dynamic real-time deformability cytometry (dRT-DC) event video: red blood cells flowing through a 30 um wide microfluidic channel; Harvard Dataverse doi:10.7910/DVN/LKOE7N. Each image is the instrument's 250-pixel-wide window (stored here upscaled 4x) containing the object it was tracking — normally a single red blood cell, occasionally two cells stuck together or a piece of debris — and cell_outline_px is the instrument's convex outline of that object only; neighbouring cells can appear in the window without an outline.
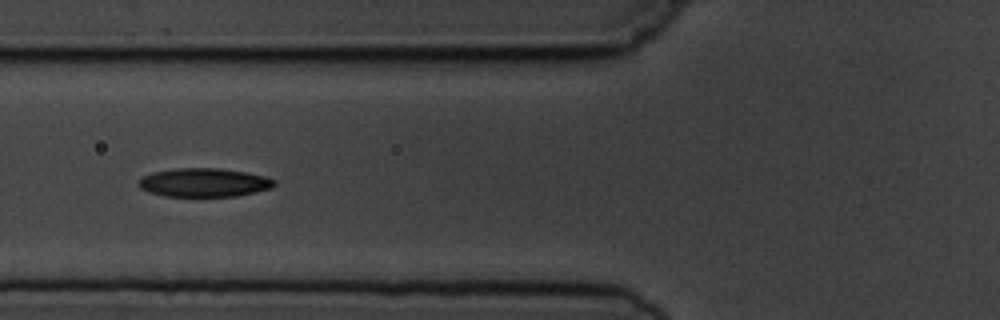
{"species": "common noctule bat (a hibernating species)", "species_latin": "Nyctalus noctula", "temperature_condition": "cold", "stored_images_in_passage": 7, "camera_frame_rate_fps": 3000, "um_per_image_px": 0.085, "animal": {"sex": "male", "body_mass_g": 19.5, "forearm_length_mm": 54.6}, "frame": {"image": 1, "passage_image": 6, "time_ms": 6.333, "image_size_px": [1000, 320], "cell_outline_px": [[276, 184], [272, 188], [256, 192], [236, 196], [164, 196], [148, 192], [140, 188], [136, 184], [144, 176], [152, 172], [176, 168], [220, 168], [248, 172], [264, 176], [276, 180]], "centroid_in_image_um": [17.36, 15.51], "position_along_channel_um": 108.4, "area_um2": 22.83}}
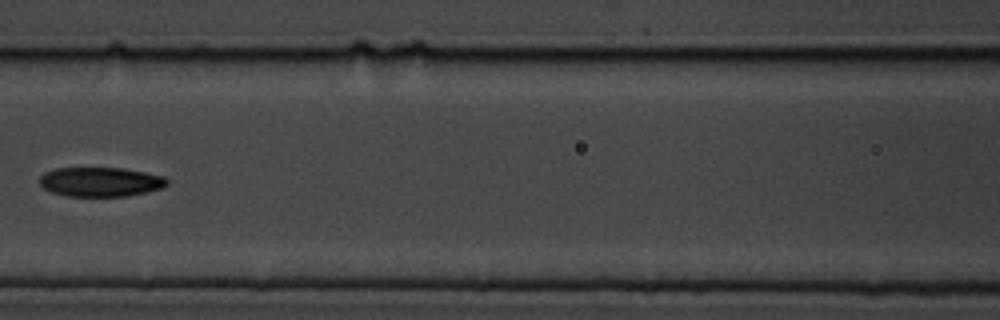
{"frame": {"image": 2, "passage_image": 7, "time_ms": 7.667, "image_size_px": [1000, 320], "cell_outline_px": [[168, 184], [160, 188], [148, 192], [128, 196], [68, 196], [52, 192], [44, 188], [40, 184], [40, 176], [44, 172], [56, 168], [120, 168], [144, 172], [164, 176], [168, 180]], "centroid_in_image_um": [8.54, 15.46], "position_along_channel_um": 158.1, "area_um2": 21.79}}